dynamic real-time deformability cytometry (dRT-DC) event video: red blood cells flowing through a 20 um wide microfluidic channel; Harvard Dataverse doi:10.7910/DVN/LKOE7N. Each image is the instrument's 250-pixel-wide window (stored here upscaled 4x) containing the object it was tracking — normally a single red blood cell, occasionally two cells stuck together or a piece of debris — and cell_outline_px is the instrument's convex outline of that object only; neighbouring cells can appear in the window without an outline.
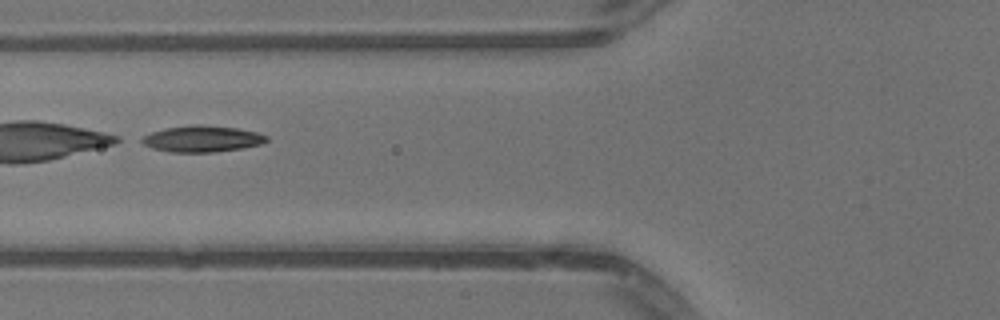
{"species": "common noctule bat (a hibernating species)", "species_latin": "Nyctalus noctula", "temperature_condition": "warm", "stored_images_in_passage": 50, "camera_frame_rate_fps": 3000, "um_per_image_px": 0.085, "animal": {"sex": "male", "body_mass_g": 13.3}, "frame": {"image": 1, "passage_image": 21, "time_ms": 6.667, "image_size_px": [1000, 320], "cell_outline_px": [[268, 140], [264, 144], [244, 148], [216, 152], [168, 152], [152, 148], [136, 140], [140, 136], [164, 128], [196, 124], [200, 124], [236, 128], [256, 132], [268, 136]], "centroid_in_image_um": [17.15, 11.8], "position_along_channel_um": 108.7, "area_um2": 19.48}}
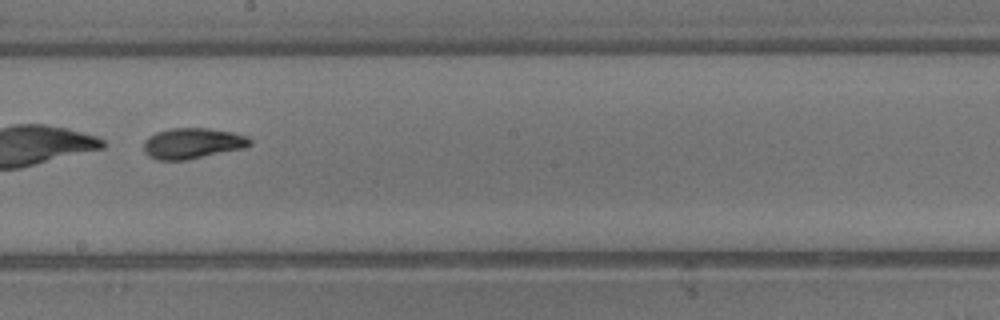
{"frame": {"image": 2, "passage_image": 30, "time_ms": 9.667, "image_size_px": [1000, 320], "cell_outline_px": [[252, 144], [244, 148], [188, 160], [156, 160], [148, 156], [144, 152], [144, 140], [148, 136], [156, 132], [172, 128], [208, 128], [232, 132], [248, 136], [252, 140]], "centroid_in_image_um": [16.36, 12.19], "position_along_channel_um": 231.8, "area_um2": 19.25}}
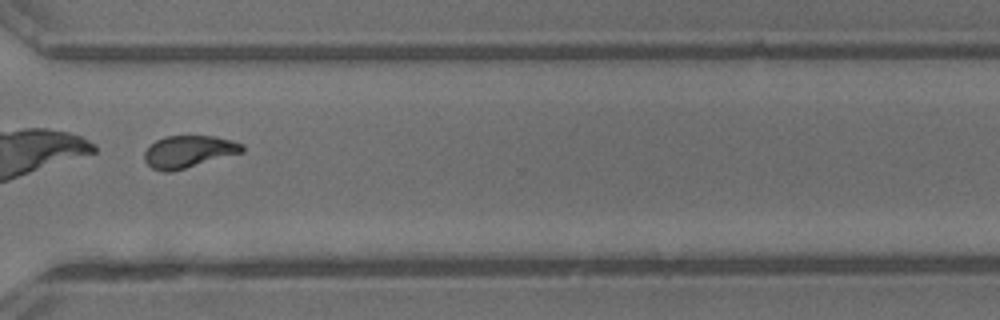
{"frame": {"image": 3, "passage_image": 39, "time_ms": 12.667, "image_size_px": [1000, 320], "cell_outline_px": [[244, 152], [172, 172], [164, 172], [152, 168], [144, 160], [144, 152], [156, 140], [164, 136], [216, 136], [232, 140], [244, 144]], "centroid_in_image_um": [16.05, 12.89], "position_along_channel_um": 354.5, "area_um2": 18.44}}